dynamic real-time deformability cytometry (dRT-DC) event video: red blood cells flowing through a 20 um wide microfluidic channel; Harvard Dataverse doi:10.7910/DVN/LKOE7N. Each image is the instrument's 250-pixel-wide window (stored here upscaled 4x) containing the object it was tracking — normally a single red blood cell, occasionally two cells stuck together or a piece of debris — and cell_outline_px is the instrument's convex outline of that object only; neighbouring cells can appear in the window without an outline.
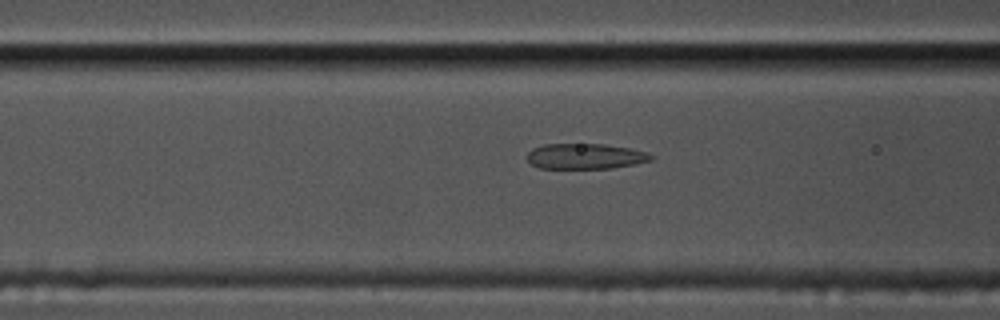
{"species": "common noctule bat (a hibernating species)", "species_latin": "Nyctalus noctula", "temperature_condition": "cold", "stored_images_in_passage": 57, "segment_of_instrument_passage": [1, 2], "camera_frame_rate_fps": 3000, "um_per_image_px": 0.085, "animal": {"sex": "male", "body_mass_g": 17.5, "forearm_length_mm": 52.3}, "frame": {"image": 1, "passage_image": 22, "time_ms": 7.0, "image_size_px": [1000, 320], "cell_outline_px": [[656, 156], [652, 160], [636, 164], [612, 168], [540, 168], [532, 164], [524, 156], [532, 148], [544, 144], [604, 144], [632, 148], [648, 152]], "centroid_in_image_um": [49.78, 13.27], "position_along_channel_um": 116.8, "area_um2": 18.67}}
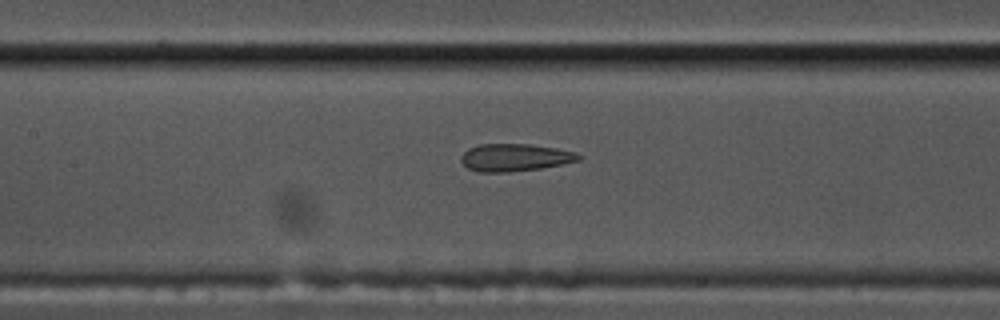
{"frame": {"image": 2, "passage_image": 26, "time_ms": 8.333, "image_size_px": [1000, 320], "cell_outline_px": [[580, 160], [540, 168], [508, 172], [480, 172], [468, 168], [460, 160], [460, 156], [468, 148], [480, 144], [528, 144], [556, 148], [576, 152], [580, 156]], "centroid_in_image_um": [43.73, 13.38], "position_along_channel_um": 163.7, "area_um2": 18.67}}
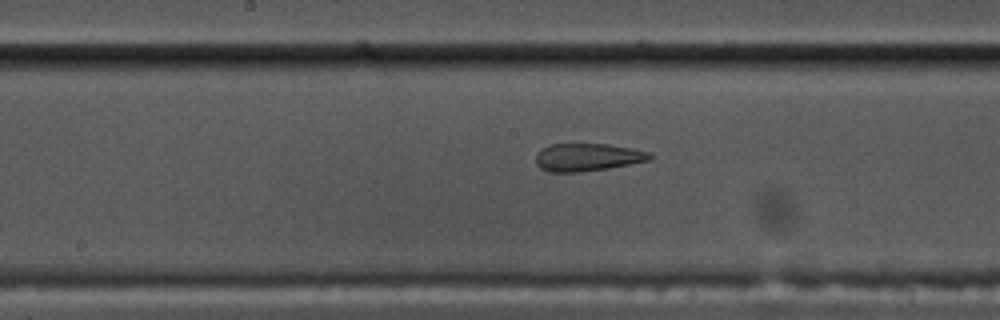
{"frame": {"image": 3, "passage_image": 29, "time_ms": 9.333, "image_size_px": [1000, 320], "cell_outline_px": [[652, 160], [608, 168], [580, 172], [548, 172], [540, 168], [536, 164], [536, 152], [552, 144], [608, 144], [632, 148], [652, 152]], "centroid_in_image_um": [49.96, 13.37], "position_along_channel_um": 198.2, "area_um2": 18.55}}